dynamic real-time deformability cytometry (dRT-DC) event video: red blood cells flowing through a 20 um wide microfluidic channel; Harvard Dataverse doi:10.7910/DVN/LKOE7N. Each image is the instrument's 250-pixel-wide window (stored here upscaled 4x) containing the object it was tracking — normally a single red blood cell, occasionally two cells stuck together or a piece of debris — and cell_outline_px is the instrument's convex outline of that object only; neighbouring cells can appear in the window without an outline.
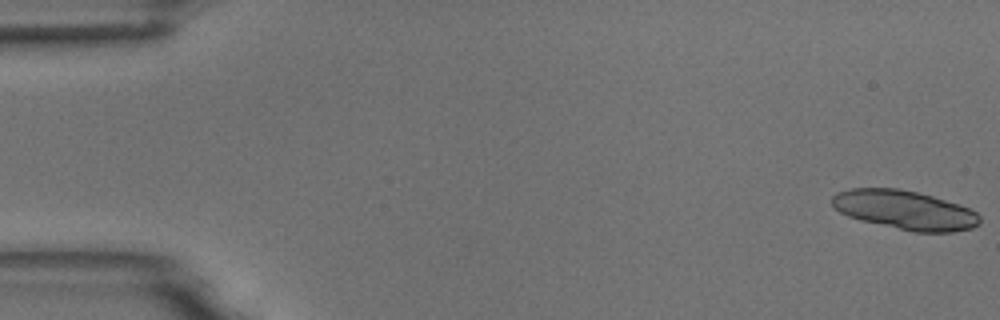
{"species": "common noctule bat (a hibernating species)", "species_latin": "Nyctalus noctula", "temperature_condition": "room temperature", "stored_images_in_passage": 8, "segment_of_instrument_passage": [1, 2], "camera_frame_rate_fps": 3000, "um_per_image_px": 0.085, "animal": {"sex": "male", "body_mass_g": 18.8}, "frame": {"image": 1, "passage_image": 1, "time_ms": 0.0, "image_size_px": [1000, 320], "cell_outline_px": [[980, 224], [972, 228], [952, 232], [912, 232], [860, 220], [848, 216], [840, 212], [832, 204], [832, 196], [836, 192], [852, 188], [896, 188], [916, 192], [932, 196], [960, 204], [976, 212], [980, 216]], "centroid_in_image_um": [76.91, 17.85], "position_along_channel_um": 8.1, "area_um2": 33.64}}